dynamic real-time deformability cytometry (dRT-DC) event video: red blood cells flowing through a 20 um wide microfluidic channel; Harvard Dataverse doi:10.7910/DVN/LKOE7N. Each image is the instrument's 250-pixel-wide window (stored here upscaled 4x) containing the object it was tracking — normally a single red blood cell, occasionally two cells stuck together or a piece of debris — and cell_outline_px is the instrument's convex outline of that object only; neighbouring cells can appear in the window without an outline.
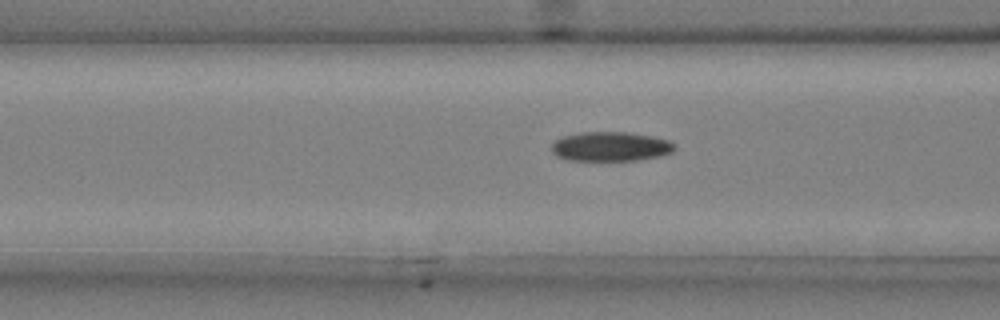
{"species": "common noctule bat (a hibernating species)", "species_latin": "Nyctalus noctula", "temperature_condition": "cold", "stored_images_in_passage": 49, "camera_frame_rate_fps": 3000, "um_per_image_px": 0.085, "animal": {"sex": "male", "body_mass_g": 20.4}, "frame": {"image": 1, "passage_image": 20, "time_ms": 6.333, "image_size_px": [1000, 320], "cell_outline_px": [[676, 148], [672, 152], [660, 156], [636, 160], [568, 160], [556, 156], [552, 152], [552, 144], [556, 140], [564, 136], [580, 132], [628, 132], [652, 136], [668, 140], [676, 144]], "centroid_in_image_um": [51.92, 12.45], "position_along_channel_um": 114.7, "area_um2": 21.1}}
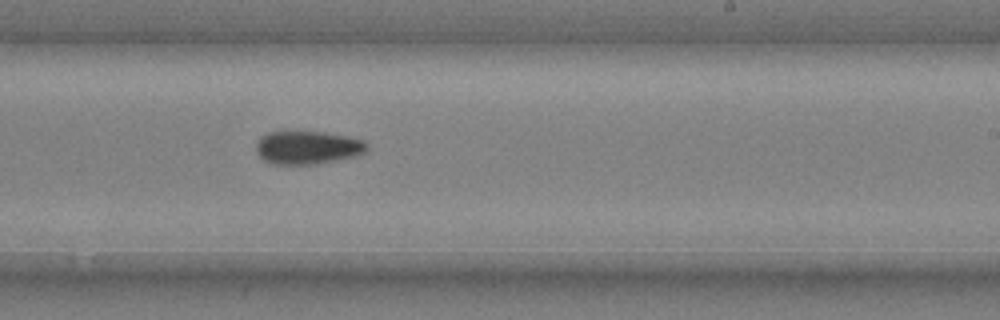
{"frame": {"image": 2, "passage_image": 32, "time_ms": 10.333, "image_size_px": [1000, 320], "cell_outline_px": [[368, 148], [364, 152], [356, 156], [316, 164], [272, 164], [264, 160], [256, 152], [256, 144], [260, 136], [268, 132], [324, 132], [348, 136], [364, 140], [368, 144]], "centroid_in_image_um": [26.15, 12.54], "position_along_channel_um": 262.9, "area_um2": 21.5}}
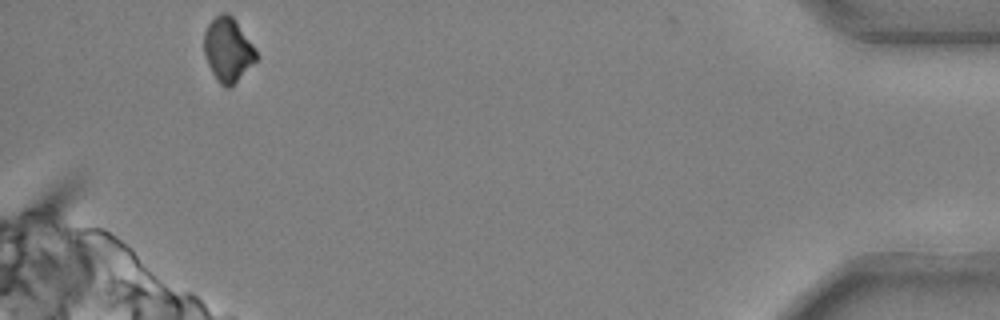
{"frame": {"image": 3, "passage_image": 49, "time_ms": 16.0, "image_size_px": [1000, 320], "cell_outline_px": [[256, 60], [228, 88], [224, 88], [216, 80], [208, 64], [204, 52], [204, 32], [208, 24], [220, 12], [228, 12], [236, 20], [256, 48]], "centroid_in_image_um": [19.36, 4.18], "position_along_channel_um": 415.8, "area_um2": 19.31}}